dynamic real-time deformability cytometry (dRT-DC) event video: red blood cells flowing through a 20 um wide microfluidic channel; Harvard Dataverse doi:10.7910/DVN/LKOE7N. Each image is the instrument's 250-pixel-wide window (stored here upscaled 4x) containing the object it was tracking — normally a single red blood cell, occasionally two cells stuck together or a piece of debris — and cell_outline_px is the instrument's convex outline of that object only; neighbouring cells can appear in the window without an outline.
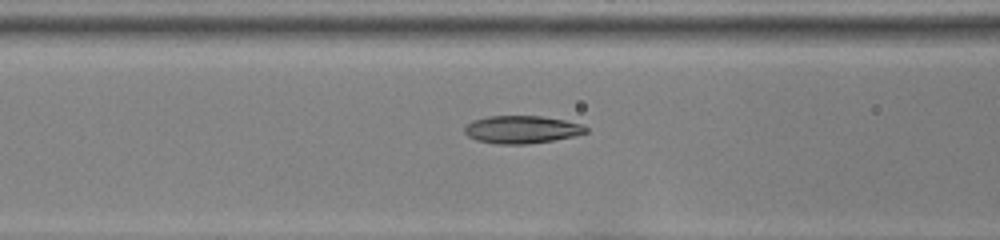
{"species": "common noctule bat (a hibernating species)", "species_latin": "Nyctalus noctula", "temperature_condition": "room temperature", "stored_images_in_passage": 40, "camera_frame_rate_fps": 3000, "um_per_image_px": 0.085, "animal": {"sex": "female", "body_mass_g": 22.0, "forearm_length_mm": 56.7}, "frame": {"image": 1, "passage_image": 11, "time_ms": 3.333, "image_size_px": [1000, 240], "cell_outline_px": [[588, 132], [572, 136], [552, 140], [528, 144], [496, 144], [476, 140], [468, 136], [464, 132], [464, 128], [472, 120], [488, 116], [540, 116], [564, 120], [584, 124], [588, 128]], "centroid_in_image_um": [44.34, 11.01], "position_along_channel_um": 122.3, "area_um2": 19.59}}
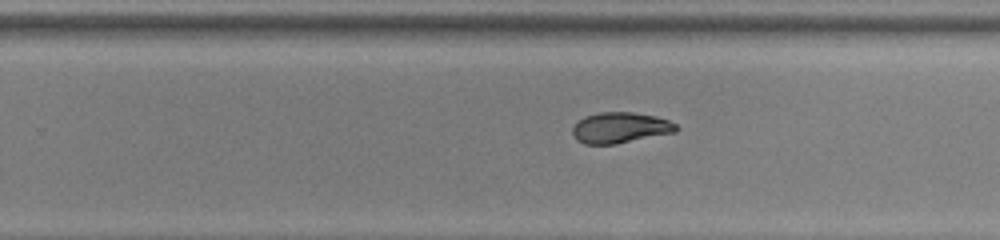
{"frame": {"image": 2, "passage_image": 23, "time_ms": 7.333, "image_size_px": [1000, 240], "cell_outline_px": [[680, 128], [676, 132], [616, 144], [584, 144], [576, 140], [572, 136], [572, 128], [584, 116], [600, 112], [632, 112], [656, 116], [668, 120], [676, 124]], "centroid_in_image_um": [52.72, 10.86], "position_along_channel_um": 277.1, "area_um2": 18.73}}
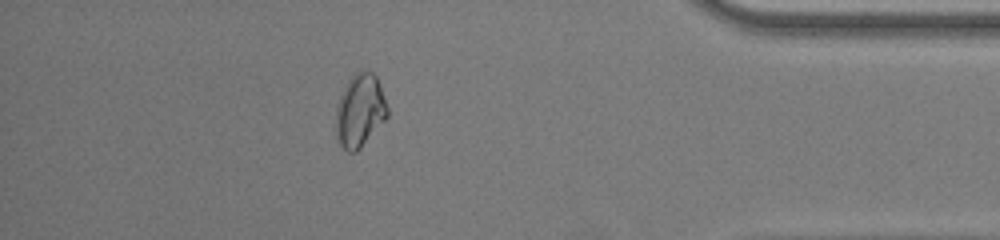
{"frame": {"image": 3, "passage_image": 35, "time_ms": 11.333, "image_size_px": [1000, 240], "cell_outline_px": [[388, 116], [360, 148], [356, 152], [348, 152], [336, 140], [336, 104], [348, 80], [360, 68], [372, 72], [376, 76], [380, 84], [388, 108]], "centroid_in_image_um": [30.58, 9.38], "position_along_channel_um": 404.6, "area_um2": 22.02}, "authors_computed_cell_mechanics": {"area_um2": 19.4208, "velocity_mm_per_s": 3.8909, "shape_relaxation_time_tau1_ms": 7.3793, "shape_relaxation_time_tau2_ms": 1.6372, "deformation_change_tau1": 0.1833, "deformation_change_tau2": 0.042}}